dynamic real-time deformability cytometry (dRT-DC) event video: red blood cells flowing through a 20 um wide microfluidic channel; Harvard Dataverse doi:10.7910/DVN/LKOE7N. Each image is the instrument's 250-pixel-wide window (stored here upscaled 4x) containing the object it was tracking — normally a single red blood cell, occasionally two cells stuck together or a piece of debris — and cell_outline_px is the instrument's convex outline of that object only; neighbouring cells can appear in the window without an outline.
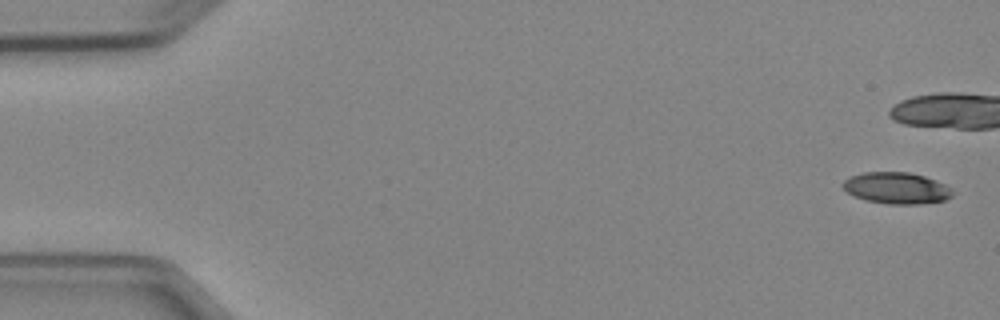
{"species": "Egyptian fruit bat (a non-hibernating species)", "species_latin": "Rousettus aegyptiacus", "temperature_condition": "cold", "stored_images_in_passage": 6, "camera_frame_rate_fps": 3000, "um_per_image_px": 0.085, "animal": {"sex": "female"}, "frame": {"image": 1, "passage_image": 1, "time_ms": 0.0, "image_size_px": [1000, 320], "cell_outline_px": [[952, 196], [944, 200], [920, 204], [888, 204], [864, 200], [848, 192], [840, 184], [848, 176], [864, 172], [908, 172], [924, 176], [936, 180], [952, 188]], "centroid_in_image_um": [76.19, 15.98], "position_along_channel_um": 8.8, "area_um2": 20.17}}
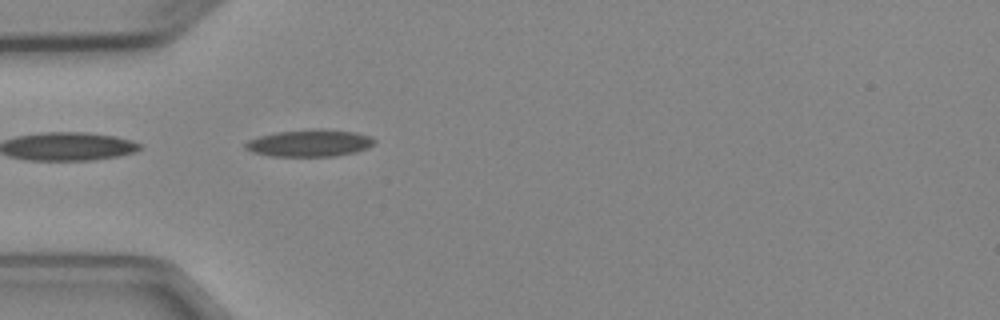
{"frame": {"image": 2, "passage_image": 6, "time_ms": 6.0, "image_size_px": [1000, 320], "cell_outline_px": [[376, 144], [368, 148], [356, 152], [336, 156], [268, 156], [252, 152], [244, 148], [244, 144], [248, 140], [260, 136], [276, 132], [312, 128], [320, 128], [356, 132], [372, 136], [376, 140]], "centroid_in_image_um": [26.35, 12.15], "position_along_channel_um": 58.6, "area_um2": 20.75}}